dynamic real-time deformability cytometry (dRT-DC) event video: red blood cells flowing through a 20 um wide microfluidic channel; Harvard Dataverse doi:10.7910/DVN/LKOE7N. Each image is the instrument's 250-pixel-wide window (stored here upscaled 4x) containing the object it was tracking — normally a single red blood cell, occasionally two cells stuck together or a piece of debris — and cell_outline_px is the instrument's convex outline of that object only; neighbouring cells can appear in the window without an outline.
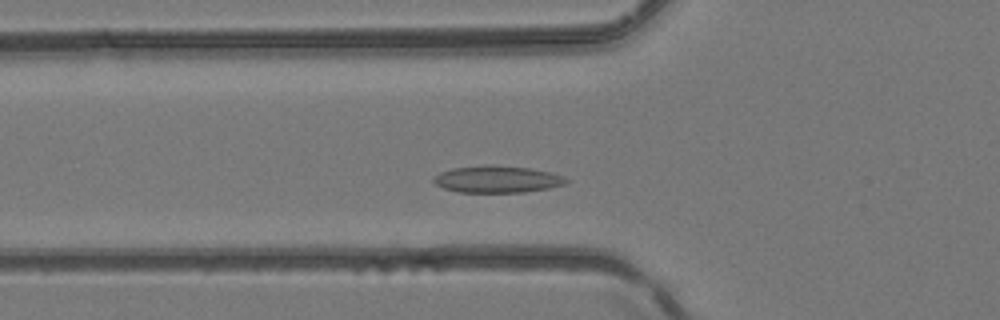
{"species": "common noctule bat (a hibernating species)", "species_latin": "Nyctalus noctula", "temperature_condition": "room temperature", "stored_images_in_passage": 38, "camera_frame_rate_fps": 3000, "um_per_image_px": 0.085, "animal": {"sex": "female", "body_mass_g": 24.6, "forearm_length_mm": 56.2}, "frame": {"image": 1, "passage_image": 9, "time_ms": 2.667, "image_size_px": [1000, 320], "cell_outline_px": [[568, 180], [564, 184], [548, 188], [524, 192], [456, 192], [444, 188], [436, 184], [432, 180], [440, 172], [452, 168], [492, 164], [528, 168], [552, 172], [564, 176]], "centroid_in_image_um": [42.26, 15.23], "position_along_channel_um": 83.5, "area_um2": 20.75}}
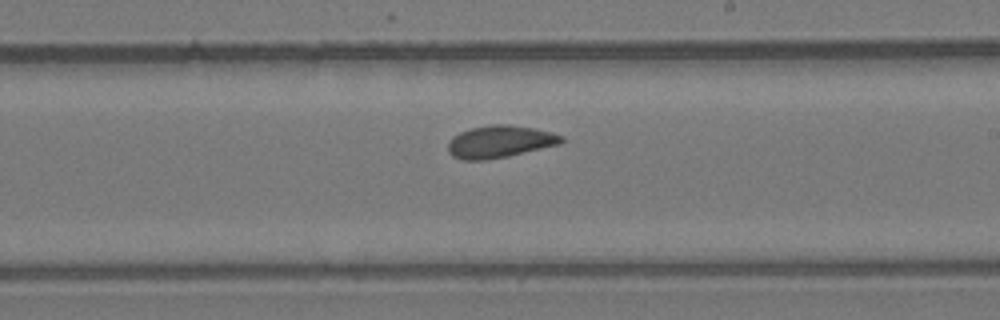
{"frame": {"image": 2, "passage_image": 20, "time_ms": 6.333, "image_size_px": [1000, 320], "cell_outline_px": [[564, 140], [560, 144], [508, 156], [484, 160], [460, 160], [452, 156], [448, 152], [448, 144], [452, 136], [460, 132], [472, 128], [492, 124], [508, 124], [536, 128], [552, 132], [564, 136]], "centroid_in_image_um": [42.48, 12.04], "position_along_channel_um": 246.5, "area_um2": 21.44}}
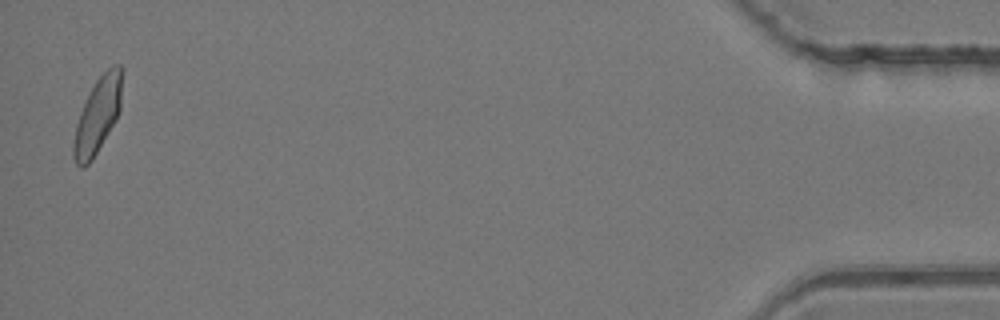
{"frame": {"image": 3, "passage_image": 37, "time_ms": 12.0, "image_size_px": [1000, 320], "cell_outline_px": [[124, 68], [120, 112], [116, 120], [92, 160], [84, 168], [80, 168], [76, 164], [72, 156], [72, 144], [76, 124], [80, 112], [96, 80], [112, 64], [120, 64]], "centroid_in_image_um": [8.32, 9.79], "position_along_channel_um": 426.9, "area_um2": 21.68}}